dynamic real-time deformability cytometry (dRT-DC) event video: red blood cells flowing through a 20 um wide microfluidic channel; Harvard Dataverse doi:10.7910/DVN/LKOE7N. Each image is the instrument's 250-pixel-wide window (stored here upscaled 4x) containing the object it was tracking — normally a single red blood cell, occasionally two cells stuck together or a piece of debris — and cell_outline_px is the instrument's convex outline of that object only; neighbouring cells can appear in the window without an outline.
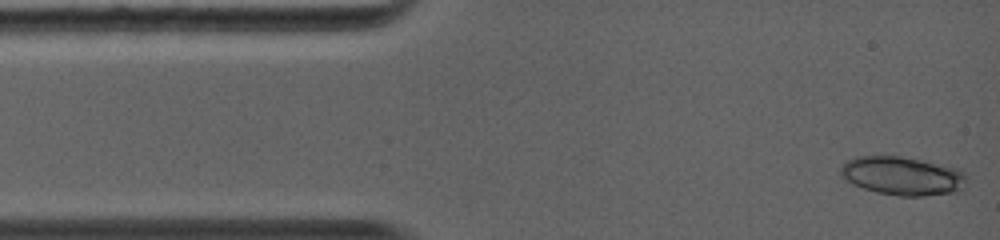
{"species": "common noctule bat (a hibernating species)", "species_latin": "Nyctalus noctula", "temperature_condition": "warm", "stored_images_in_passage": 10, "camera_frame_rate_fps": 5000, "um_per_image_px": 0.085, "animal": {"sex": "female", "body_mass_g": 19.0, "forearm_length_mm": 56.7}, "frame": {"image": 1, "passage_image": 1, "time_ms": 0.0, "image_size_px": [1000, 240], "cell_outline_px": [[964, 180], [960, 188], [956, 192], [924, 196], [900, 196], [876, 192], [852, 184], [840, 176], [840, 168], [848, 160], [860, 156], [900, 156], [964, 168]], "centroid_in_image_um": [76.71, 14.94], "position_along_channel_um": 8.3, "area_um2": 28.32}}
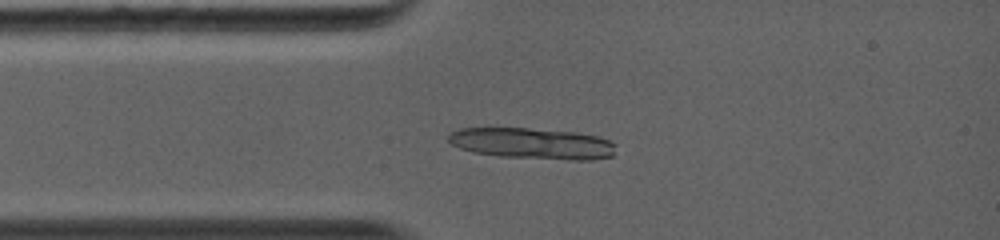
{"frame": {"image": 2, "passage_image": 10, "time_ms": 2.2, "image_size_px": [1000, 240], "cell_outline_px": [[616, 144], [612, 156], [588, 160], [568, 160], [500, 156], [472, 152], [460, 148], [452, 144], [448, 140], [448, 136], [452, 132], [460, 128], [528, 128], [576, 132], [596, 136], [608, 140]], "centroid_in_image_um": [45.25, 12.19], "position_along_channel_um": 39.8, "area_um2": 30.29}}